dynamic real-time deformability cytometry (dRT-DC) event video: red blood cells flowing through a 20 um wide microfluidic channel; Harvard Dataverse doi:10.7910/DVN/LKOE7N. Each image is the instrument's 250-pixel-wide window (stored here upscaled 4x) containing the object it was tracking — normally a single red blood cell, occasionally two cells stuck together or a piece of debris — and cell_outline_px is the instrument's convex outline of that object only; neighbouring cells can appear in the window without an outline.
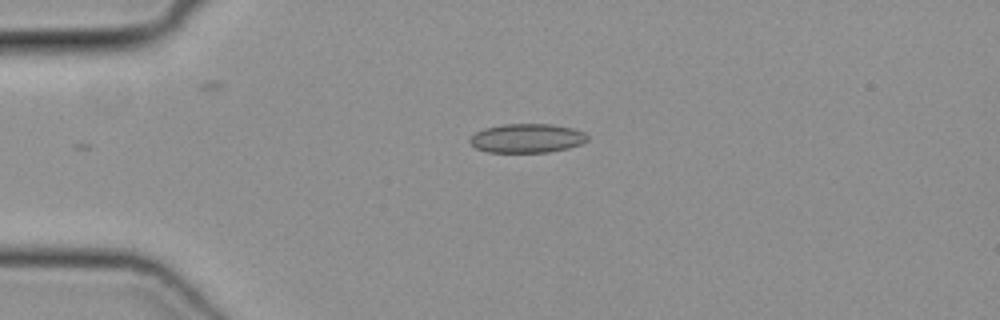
{"species": "common noctule bat (a hibernating species)", "species_latin": "Nyctalus noctula", "temperature_condition": "cold", "stored_images_in_passage": 31, "camera_frame_rate_fps": 3000, "um_per_image_px": 0.085, "animal": {"sex": "female", "body_mass_g": 19.3, "forearm_length_mm": 54.1}, "frame": {"image": 1, "passage_image": 1, "time_ms": 0.0, "image_size_px": [1000, 320], "cell_outline_px": [[588, 140], [580, 144], [568, 148], [548, 152], [488, 152], [476, 148], [468, 140], [476, 132], [484, 128], [504, 124], [552, 124], [572, 128], [584, 132], [588, 136]], "centroid_in_image_um": [44.8, 11.75], "position_along_channel_um": 40.2, "area_um2": 19.83}}
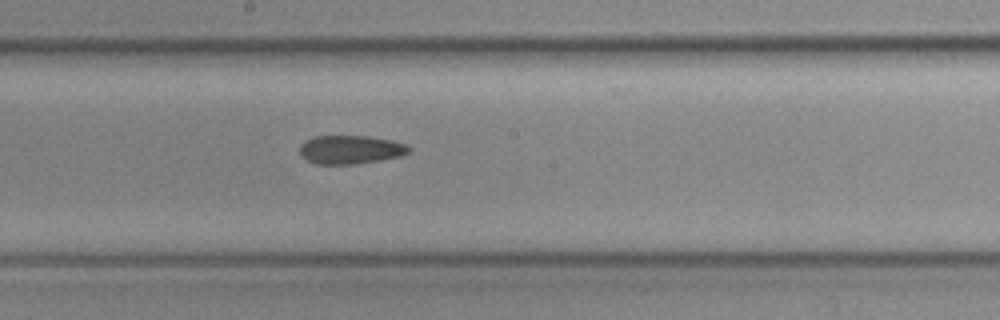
{"frame": {"image": 2, "passage_image": 16, "time_ms": 5.0, "image_size_px": [1000, 320], "cell_outline_px": [[412, 148], [408, 152], [400, 156], [380, 160], [352, 164], [316, 164], [308, 160], [300, 152], [300, 144], [304, 140], [316, 136], [364, 136], [392, 140], [404, 144]], "centroid_in_image_um": [29.78, 12.71], "position_along_channel_um": 218.4, "area_um2": 17.98}}
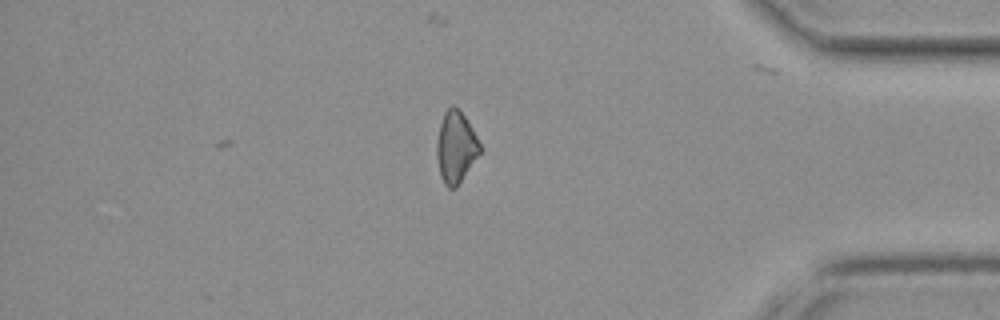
{"frame": {"image": 3, "passage_image": 31, "time_ms": 10.0, "image_size_px": [1000, 320], "cell_outline_px": [[480, 152], [456, 188], [448, 188], [444, 184], [440, 176], [436, 156], [436, 144], [440, 124], [444, 112], [452, 104], [460, 108], [472, 128], [480, 144]], "centroid_in_image_um": [38.72, 12.48], "position_along_channel_um": 396.5, "area_um2": 17.98}}